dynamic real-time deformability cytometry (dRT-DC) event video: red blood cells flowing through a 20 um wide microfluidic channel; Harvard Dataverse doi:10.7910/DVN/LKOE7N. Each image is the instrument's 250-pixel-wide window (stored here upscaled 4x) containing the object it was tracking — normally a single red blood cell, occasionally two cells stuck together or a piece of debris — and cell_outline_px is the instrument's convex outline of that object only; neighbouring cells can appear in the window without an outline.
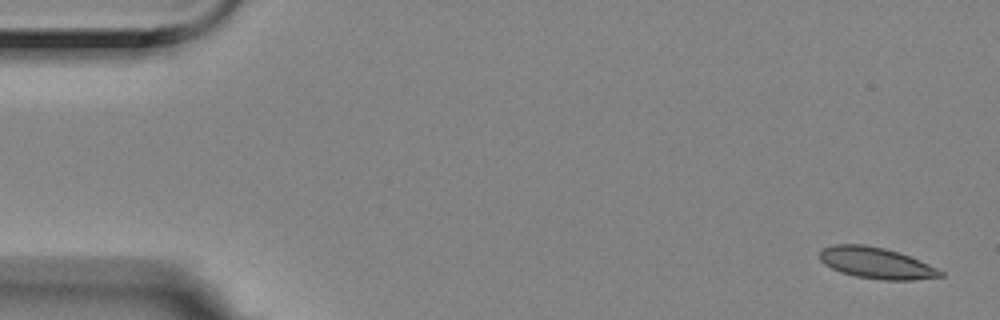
{"species": "Egyptian fruit bat (a non-hibernating species)", "species_latin": "Rousettus aegyptiacus", "temperature_condition": "room temperature", "stored_images_in_passage": 5, "camera_frame_rate_fps": 3000, "um_per_image_px": 0.085, "animal": {"sex": "female"}, "frame": {"image": 1, "passage_image": 1, "time_ms": 0.0, "image_size_px": [1000, 320], "cell_outline_px": [[944, 276], [912, 280], [880, 280], [856, 276], [840, 272], [824, 264], [820, 260], [820, 252], [824, 248], [832, 244], [864, 244], [884, 248], [908, 256], [928, 264], [944, 272]], "centroid_in_image_um": [74.46, 22.36], "position_along_channel_um": 10.5, "area_um2": 21.79}}
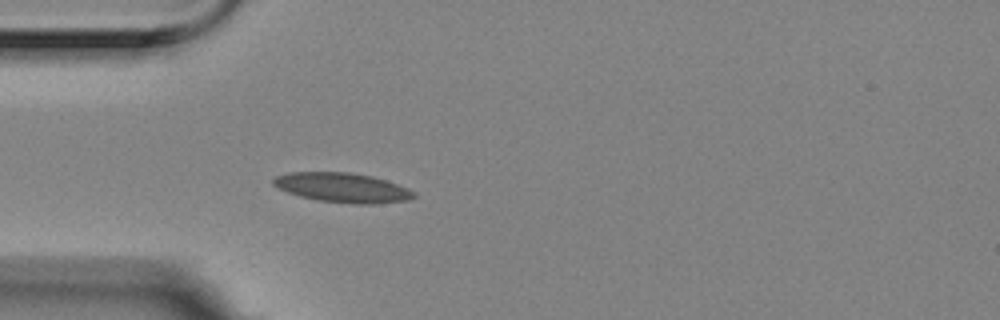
{"frame": {"image": 2, "passage_image": 5, "time_ms": 1.333, "image_size_px": [1000, 320], "cell_outline_px": [[416, 196], [408, 200], [372, 204], [352, 204], [320, 200], [300, 196], [288, 192], [272, 184], [272, 180], [276, 176], [288, 172], [348, 172], [372, 176], [408, 188], [416, 192]], "centroid_in_image_um": [29.12, 15.95], "position_along_channel_um": 55.9, "area_um2": 24.04}}